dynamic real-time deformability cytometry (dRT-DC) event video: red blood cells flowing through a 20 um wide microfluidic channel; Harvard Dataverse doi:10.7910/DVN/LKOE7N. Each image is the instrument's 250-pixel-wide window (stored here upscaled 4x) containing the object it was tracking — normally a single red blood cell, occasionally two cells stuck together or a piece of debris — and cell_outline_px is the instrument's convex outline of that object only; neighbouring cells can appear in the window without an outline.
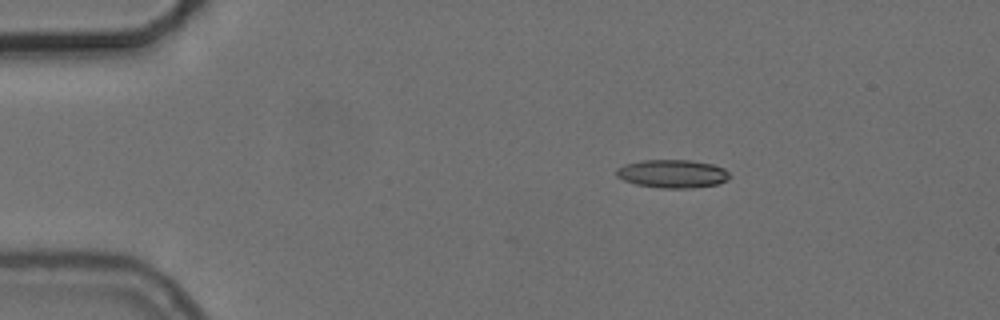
{"species": "common noctule bat (a hibernating species)", "species_latin": "Nyctalus noctula", "temperature_condition": "cold", "stored_images_in_passage": 47, "camera_frame_rate_fps": 3000, "um_per_image_px": 0.085, "animal": {"sex": "female", "body_mass_g": 24.6, "forearm_length_mm": 56.2}, "frame": {"image": 1, "passage_image": 1, "time_ms": 0.0, "image_size_px": [1000, 320], "cell_outline_px": [[732, 176], [728, 180], [716, 184], [692, 188], [660, 188], [636, 184], [624, 180], [616, 176], [616, 168], [624, 164], [644, 160], [692, 160], [712, 164], [724, 168]], "centroid_in_image_um": [57.17, 14.76], "position_along_channel_um": 27.8, "area_um2": 18.73}}
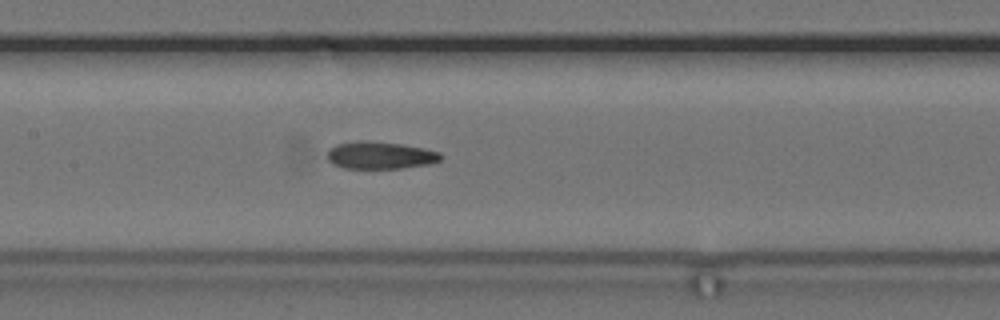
{"frame": {"image": 2, "passage_image": 18, "time_ms": 5.667, "image_size_px": [1000, 320], "cell_outline_px": [[444, 156], [440, 160], [428, 164], [400, 168], [344, 168], [332, 164], [328, 160], [328, 148], [336, 144], [356, 140], [368, 140], [400, 144], [424, 148], [440, 152]], "centroid_in_image_um": [32.29, 13.18], "position_along_channel_um": 175.1, "area_um2": 18.21}}
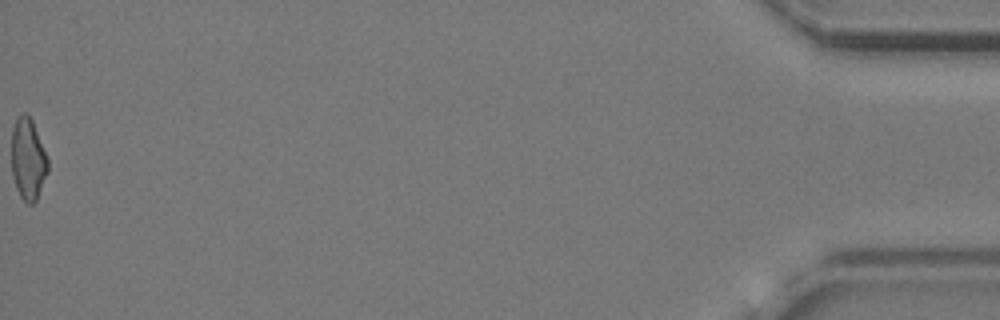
{"frame": {"image": 3, "passage_image": 47, "time_ms": 15.333, "image_size_px": [1000, 320], "cell_outline_px": [[48, 172], [36, 200], [32, 204], [28, 204], [20, 196], [16, 188], [12, 176], [12, 128], [16, 120], [24, 112], [28, 112], [32, 120], [48, 160]], "centroid_in_image_um": [2.37, 13.54], "position_along_channel_um": 432.8, "area_um2": 17.17}, "authors_computed_cell_mechanics": {"area_um2": 17.7446, "velocity_mm_per_s": 3.733, "shape_relaxation_time_tau1_ms": null, "shape_relaxation_time_tau2_ms": 3.6195, "deformation_change_tau1": null, "deformation_change_tau2": 0.1284}}